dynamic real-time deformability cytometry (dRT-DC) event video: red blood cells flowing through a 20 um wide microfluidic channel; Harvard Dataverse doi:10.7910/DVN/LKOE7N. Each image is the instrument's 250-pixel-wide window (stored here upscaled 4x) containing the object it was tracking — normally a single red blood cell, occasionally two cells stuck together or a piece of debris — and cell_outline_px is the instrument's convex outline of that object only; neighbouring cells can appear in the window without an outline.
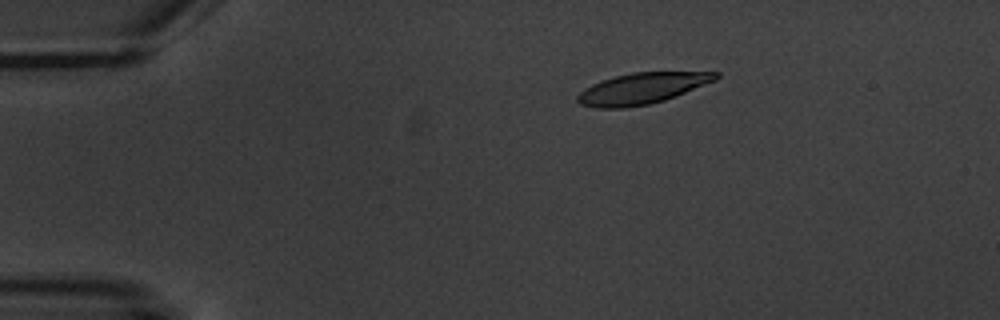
{"species": "common noctule bat (a hibernating species)", "species_latin": "Nyctalus noctula", "temperature_condition": "warm", "stored_images_in_passage": 5, "camera_frame_rate_fps": 3000, "um_per_image_px": 0.085, "animal": {"sex": "male", "body_mass_g": 20.1, "forearm_length_mm": 53.5}, "frame": {"image": 1, "passage_image": 3, "time_ms": 2.333, "image_size_px": [1000, 320], "cell_outline_px": [[720, 76], [716, 80], [676, 96], [664, 100], [648, 104], [624, 108], [596, 108], [580, 104], [576, 100], [576, 96], [580, 92], [592, 84], [600, 80], [632, 72], [720, 72]], "centroid_in_image_um": [54.56, 7.51], "position_along_channel_um": 30.4, "area_um2": 24.97}}